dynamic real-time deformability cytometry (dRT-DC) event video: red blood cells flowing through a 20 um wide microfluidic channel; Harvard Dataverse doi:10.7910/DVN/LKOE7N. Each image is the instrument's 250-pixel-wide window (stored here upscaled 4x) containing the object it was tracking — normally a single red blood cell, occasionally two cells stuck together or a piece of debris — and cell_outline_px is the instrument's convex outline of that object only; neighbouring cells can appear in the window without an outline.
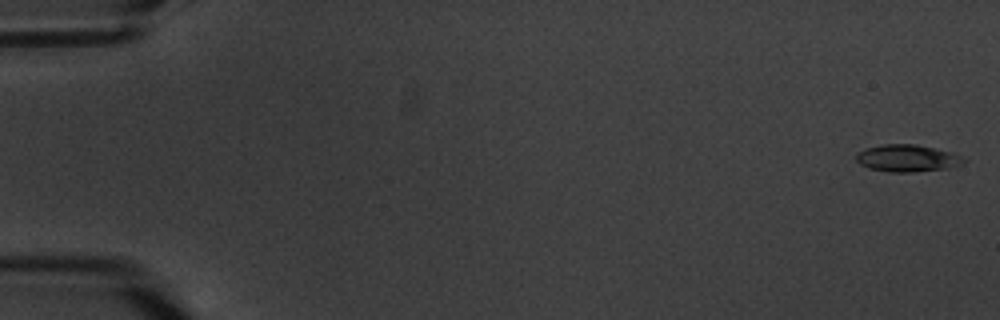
{"species": "common noctule bat (a hibernating species)", "species_latin": "Nyctalus noctula", "temperature_condition": "warm", "stored_images_in_passage": 4, "camera_frame_rate_fps": 3000, "um_per_image_px": 0.085, "animal": {"sex": "male", "body_mass_g": 20.1, "forearm_length_mm": 53.5}, "frame": {"image": 1, "passage_image": 1, "time_ms": 0.0, "image_size_px": [1000, 320], "cell_outline_px": [[968, 160], [960, 164], [948, 168], [912, 172], [888, 172], [868, 168], [860, 164], [856, 160], [856, 152], [868, 148], [884, 144], [916, 144], [936, 148], [952, 152]], "centroid_in_image_um": [77.11, 13.45], "position_along_channel_um": 7.9, "area_um2": 16.99}}